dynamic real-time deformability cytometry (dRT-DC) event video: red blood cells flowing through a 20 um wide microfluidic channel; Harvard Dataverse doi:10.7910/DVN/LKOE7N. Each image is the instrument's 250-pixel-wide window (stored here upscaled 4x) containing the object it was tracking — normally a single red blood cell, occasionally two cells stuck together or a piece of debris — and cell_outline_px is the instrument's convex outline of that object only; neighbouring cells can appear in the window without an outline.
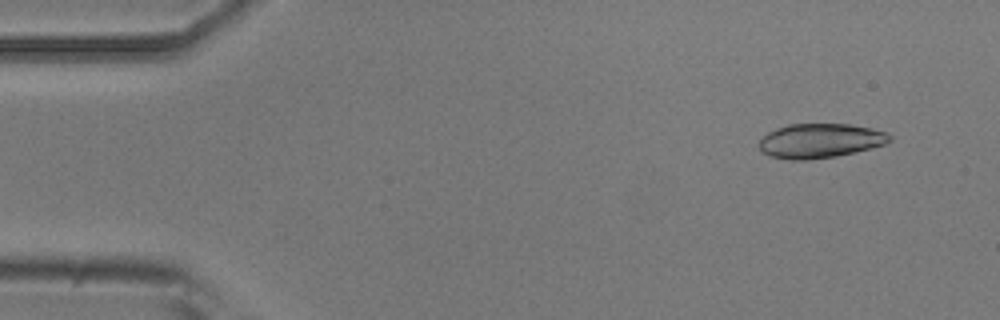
{"species": "common noctule bat (a hibernating species)", "species_latin": "Nyctalus noctula", "temperature_condition": "room temperature", "stored_images_in_passage": 6, "segment_of_instrument_passage": [1, 2], "camera_frame_rate_fps": 3000, "um_per_image_px": 0.085, "animal": {"sex": "male", "body_mass_g": 20.5, "forearm_length_mm": 52.5}, "frame": {"image": 1, "passage_image": 2, "time_ms": 1.0, "image_size_px": [1000, 320], "cell_outline_px": [[892, 140], [884, 144], [872, 148], [836, 156], [808, 160], [788, 160], [768, 156], [760, 148], [760, 140], [768, 132], [776, 128], [788, 124], [852, 124], [872, 128], [884, 132], [892, 136]], "centroid_in_image_um": [69.71, 11.96], "position_along_channel_um": 15.3, "area_um2": 26.24}}
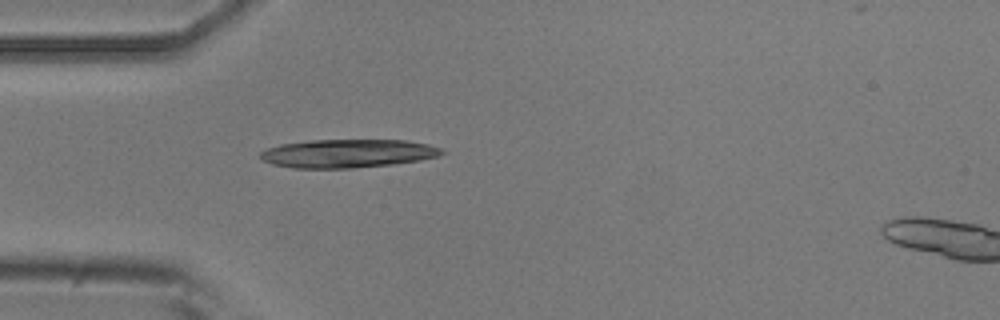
{"frame": {"image": 2, "passage_image": 5, "time_ms": 4.667, "image_size_px": [1000, 320], "cell_outline_px": [[444, 152], [440, 156], [420, 160], [392, 164], [352, 168], [292, 168], [272, 164], [264, 160], [260, 156], [260, 152], [268, 148], [280, 144], [312, 140], [408, 140], [428, 144], [440, 148]], "centroid_in_image_um": [29.57, 13.04], "position_along_channel_um": 55.4, "area_um2": 30.0}}